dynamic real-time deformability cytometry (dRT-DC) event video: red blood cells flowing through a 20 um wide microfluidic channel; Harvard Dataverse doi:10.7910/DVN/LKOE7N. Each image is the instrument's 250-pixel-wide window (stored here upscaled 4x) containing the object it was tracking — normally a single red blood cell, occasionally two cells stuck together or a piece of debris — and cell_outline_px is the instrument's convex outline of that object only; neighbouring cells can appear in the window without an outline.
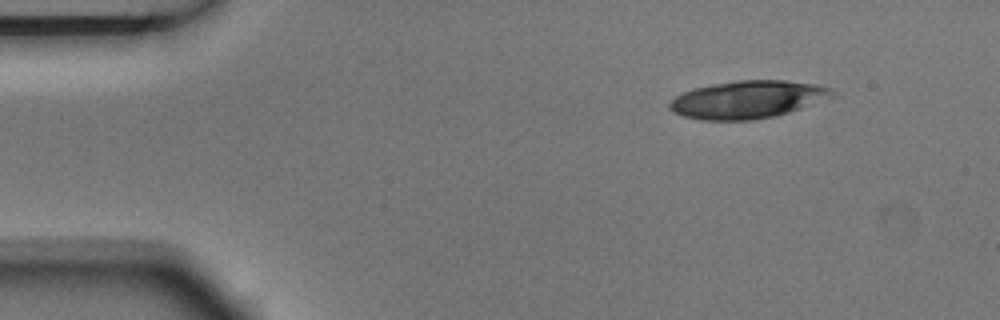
{"species": "Egyptian fruit bat (a non-hibernating species)", "species_latin": "Rousettus aegyptiacus", "temperature_condition": "room temperature", "stored_images_in_passage": 3, "camera_frame_rate_fps": 3000, "um_per_image_px": 0.085, "animal": {"sex": "male"}, "frame": {"image": 1, "passage_image": 1, "time_ms": 0.0, "image_size_px": [1000, 320], "cell_outline_px": [[836, 96], [788, 112], [772, 116], [752, 120], [700, 120], [684, 116], [668, 108], [668, 104], [676, 96], [684, 92], [696, 88], [736, 80], [784, 80], [816, 84], [832, 88], [836, 92]], "centroid_in_image_um": [63.59, 8.45], "position_along_channel_um": 21.4, "area_um2": 35.43}}